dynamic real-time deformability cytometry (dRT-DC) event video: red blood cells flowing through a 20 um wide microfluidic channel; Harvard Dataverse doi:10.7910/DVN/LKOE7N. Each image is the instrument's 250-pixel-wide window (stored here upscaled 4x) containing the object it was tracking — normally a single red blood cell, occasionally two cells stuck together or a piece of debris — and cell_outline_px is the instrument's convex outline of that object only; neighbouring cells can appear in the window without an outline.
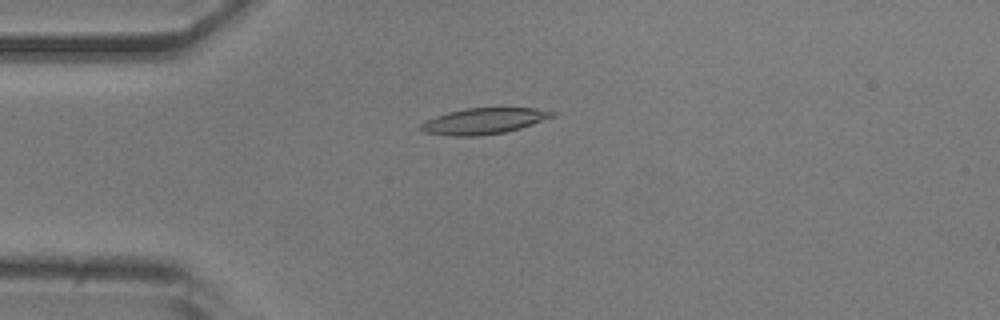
{"species": "common noctule bat (a hibernating species)", "species_latin": "Nyctalus noctula", "temperature_condition": "room temperature", "stored_images_in_passage": 52, "camera_frame_rate_fps": 3000, "um_per_image_px": 0.085, "animal": {"sex": "male", "body_mass_g": 20.5, "forearm_length_mm": 52.5}, "frame": {"image": 1, "passage_image": 13, "time_ms": 4.0, "image_size_px": [1000, 320], "cell_outline_px": [[556, 116], [520, 128], [504, 132], [476, 136], [452, 136], [424, 132], [420, 128], [420, 124], [424, 120], [448, 112], [464, 108], [536, 108], [556, 112]], "centroid_in_image_um": [41.11, 10.28], "position_along_channel_um": 43.9, "area_um2": 19.88}}
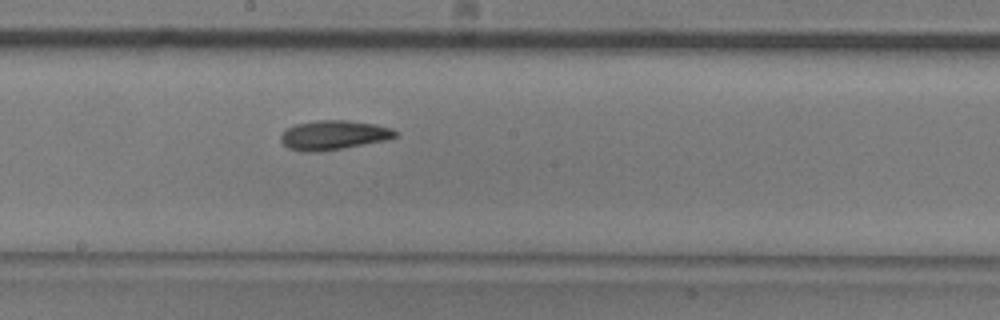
{"frame": {"image": 2, "passage_image": 28, "time_ms": 9.0, "image_size_px": [1000, 320], "cell_outline_px": [[400, 132], [396, 136], [388, 140], [344, 148], [320, 152], [300, 152], [288, 148], [280, 140], [280, 136], [284, 128], [296, 124], [316, 120], [348, 120], [376, 124], [392, 128]], "centroid_in_image_um": [28.35, 11.48], "position_along_channel_um": 219.8, "area_um2": 20.06}}
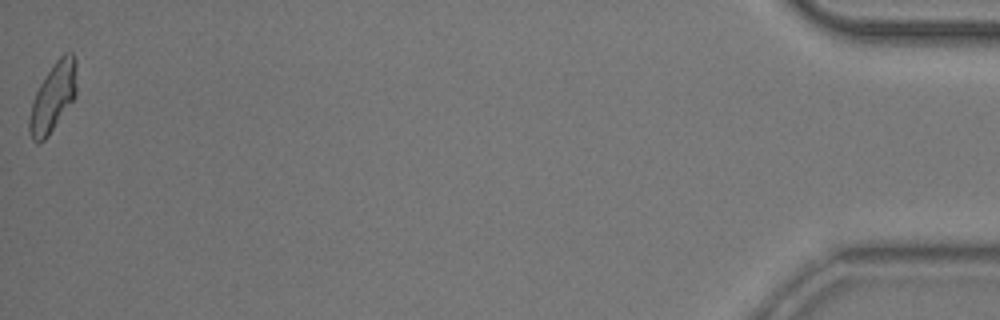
{"frame": {"image": 3, "passage_image": 52, "time_ms": 17.0, "image_size_px": [1000, 320], "cell_outline_px": [[76, 96], [48, 136], [44, 140], [36, 144], [32, 140], [28, 132], [28, 116], [36, 92], [40, 84], [56, 60], [64, 52], [72, 52], [76, 60]], "centroid_in_image_um": [4.5, 8.29], "position_along_channel_um": 430.7, "area_um2": 18.96}, "authors_computed_cell_mechanics": {"area_um2": 19.3052, "velocity_mm_per_s": 3.8769, "shape_relaxation_time_tau1_ms": 7.081, "shape_relaxation_time_tau2_ms": null, "deformation_change_tau1": 0.1898, "deformation_change_tau2": null}}